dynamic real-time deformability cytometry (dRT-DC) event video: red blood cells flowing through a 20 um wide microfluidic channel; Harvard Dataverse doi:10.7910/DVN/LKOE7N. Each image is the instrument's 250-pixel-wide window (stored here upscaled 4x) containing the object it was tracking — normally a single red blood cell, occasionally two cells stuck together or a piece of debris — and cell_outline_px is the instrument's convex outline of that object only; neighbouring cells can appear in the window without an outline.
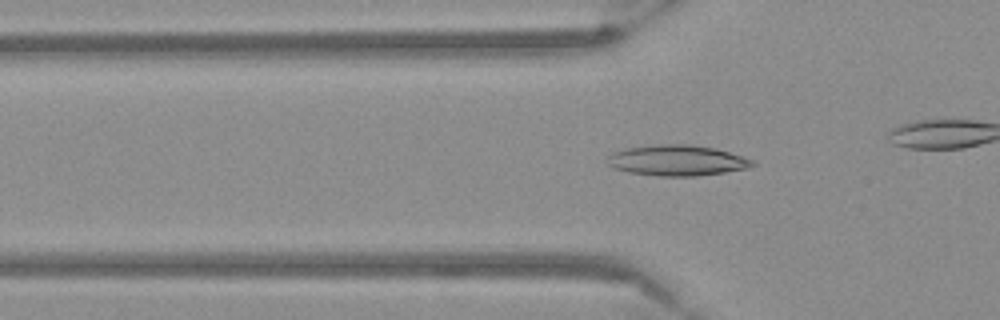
{"species": "Egyptian fruit bat (a non-hibernating species)", "species_latin": "Rousettus aegyptiacus", "temperature_condition": "warm", "stored_images_in_passage": 43, "camera_frame_rate_fps": 3000, "um_per_image_px": 0.085, "frame": {"image": 1, "passage_image": 17, "time_ms": 5.333, "image_size_px": [1000, 320], "cell_outline_px": [[756, 164], [748, 168], [724, 172], [696, 176], [660, 176], [628, 172], [612, 168], [608, 164], [608, 156], [612, 152], [628, 148], [660, 144], [688, 144], [712, 148], [744, 156], [752, 160]], "centroid_in_image_um": [57.54, 13.64], "position_along_channel_um": 68.3, "area_um2": 25.78}}
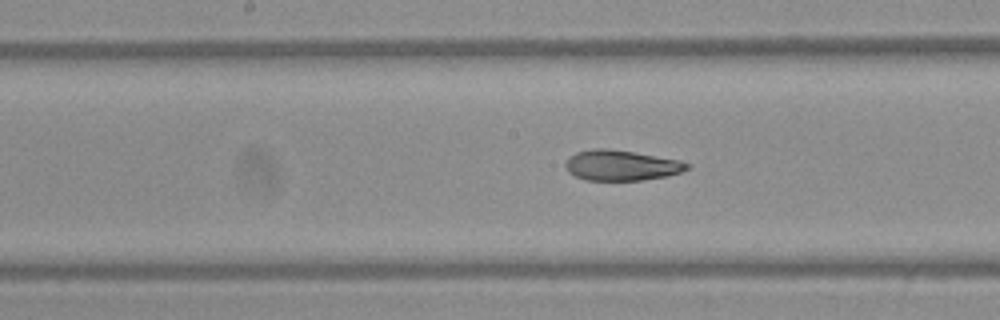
{"frame": {"image": 2, "passage_image": 27, "time_ms": 8.667, "image_size_px": [1000, 320], "cell_outline_px": [[692, 168], [668, 176], [640, 180], [588, 180], [576, 176], [568, 172], [564, 164], [576, 152], [592, 148], [608, 148], [680, 160], [692, 164]], "centroid_in_image_um": [52.85, 14.05], "position_along_channel_um": 195.3, "area_um2": 21.5}}
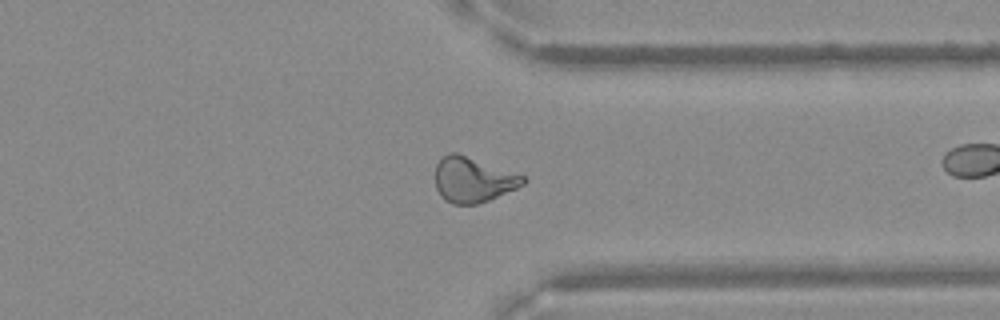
{"frame": {"image": 3, "passage_image": 41, "time_ms": 13.333, "image_size_px": [1000, 320], "cell_outline_px": [[528, 180], [524, 184], [516, 188], [488, 200], [476, 204], [452, 204], [444, 200], [440, 196], [436, 188], [436, 164], [448, 152], [456, 152], [524, 176]], "centroid_in_image_um": [40.18, 15.28], "position_along_channel_um": 371.2, "area_um2": 22.89}}